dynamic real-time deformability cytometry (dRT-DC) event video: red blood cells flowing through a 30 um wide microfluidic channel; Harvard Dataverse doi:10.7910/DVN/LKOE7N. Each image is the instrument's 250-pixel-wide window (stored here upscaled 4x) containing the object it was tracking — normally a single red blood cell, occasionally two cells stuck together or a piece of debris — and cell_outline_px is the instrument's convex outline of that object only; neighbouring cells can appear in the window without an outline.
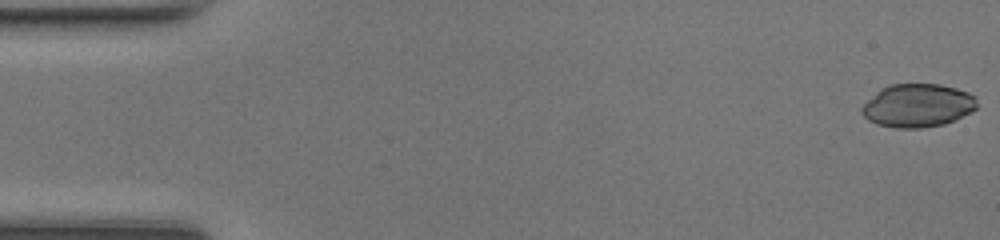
{"species": "common noctule bat (a hibernating species)", "species_latin": "Nyctalus noctula", "temperature_condition": "room temperature", "stored_images_in_passage": 48, "camera_frame_rate_fps": 3000, "um_per_image_px": 0.085, "animal": {"sex": "female", "body_mass_g": 17.0, "forearm_length_mm": 48.0}, "frame": {"image": 1, "passage_image": 1, "time_ms": 0.0, "image_size_px": [1000, 240], "cell_outline_px": [[976, 108], [972, 112], [944, 124], [920, 128], [896, 128], [876, 124], [868, 120], [860, 112], [860, 108], [880, 88], [892, 84], [940, 84], [956, 88], [968, 92], [976, 96]], "centroid_in_image_um": [77.99, 8.97], "position_along_channel_um": 7.0, "area_um2": 29.13}}